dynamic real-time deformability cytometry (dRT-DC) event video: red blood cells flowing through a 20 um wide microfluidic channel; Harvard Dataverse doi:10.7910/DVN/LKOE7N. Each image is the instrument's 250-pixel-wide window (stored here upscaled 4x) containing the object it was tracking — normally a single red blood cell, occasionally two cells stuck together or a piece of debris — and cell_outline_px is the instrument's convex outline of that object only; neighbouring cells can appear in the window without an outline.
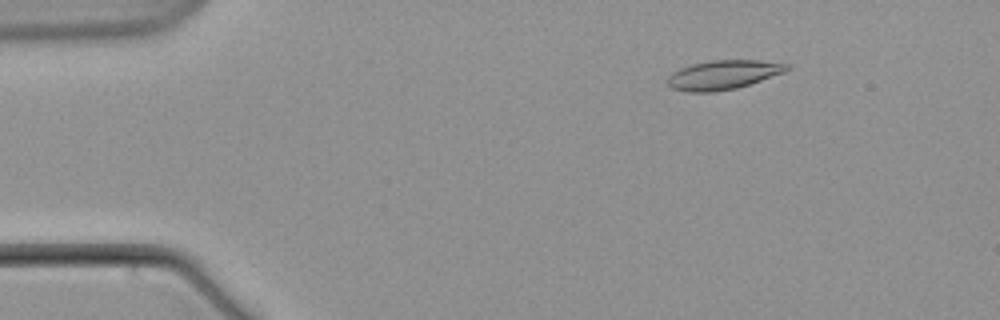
{"species": "common noctule bat (a hibernating species)", "species_latin": "Nyctalus noctula", "temperature_condition": "warm", "stored_images_in_passage": 5, "camera_frame_rate_fps": 3000, "um_per_image_px": 0.085, "animal": {"sex": "male", "body_mass_g": 21.5, "forearm_length_mm": 52.0}, "frame": {"image": 1, "passage_image": 3, "time_ms": 2.667, "image_size_px": [1000, 320], "cell_outline_px": [[792, 68], [784, 72], [736, 88], [712, 92], [688, 92], [672, 88], [668, 84], [668, 76], [672, 72], [680, 68], [692, 64], [712, 60], [760, 60], [792, 64]], "centroid_in_image_um": [61.49, 6.35], "position_along_channel_um": 23.5, "area_um2": 20.23}}